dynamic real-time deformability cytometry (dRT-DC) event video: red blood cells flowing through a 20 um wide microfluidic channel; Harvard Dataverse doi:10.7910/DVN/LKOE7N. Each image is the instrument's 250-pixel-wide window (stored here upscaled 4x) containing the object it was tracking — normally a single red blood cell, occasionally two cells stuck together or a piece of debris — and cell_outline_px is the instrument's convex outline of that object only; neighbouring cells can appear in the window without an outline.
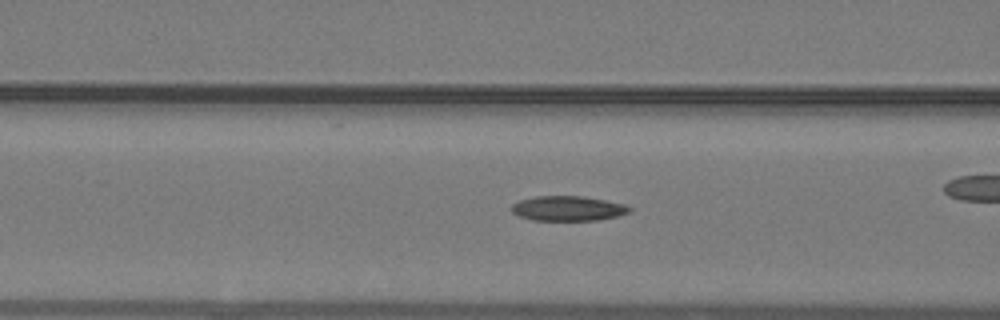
{"species": "common noctule bat (a hibernating species)", "species_latin": "Nyctalus noctula", "temperature_condition": "warm", "stored_images_in_passage": 40, "camera_frame_rate_fps": 3000, "um_per_image_px": 0.085, "animal": {"sex": "male", "body_mass_g": 19.2, "forearm_length_mm": 51.8}, "frame": {"image": 1, "passage_image": 12, "time_ms": 3.667, "image_size_px": [1000, 320], "cell_outline_px": [[632, 212], [600, 220], [532, 220], [520, 216], [512, 212], [512, 204], [520, 200], [536, 196], [584, 196], [624, 204], [632, 208]], "centroid_in_image_um": [48.3, 17.71], "position_along_channel_um": 118.3, "area_um2": 17.05}}
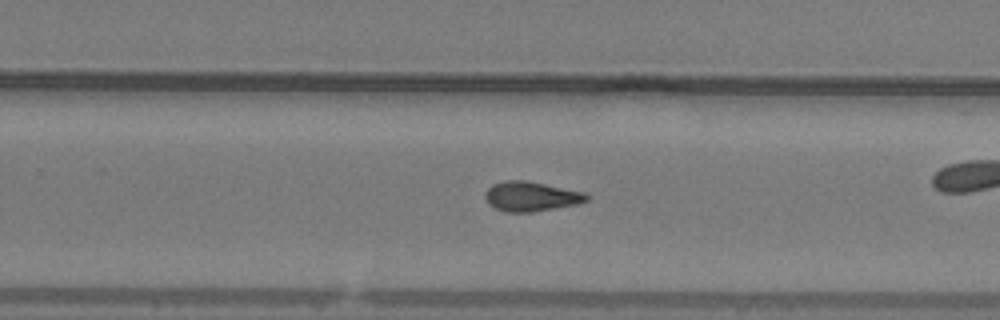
{"frame": {"image": 2, "passage_image": 23, "time_ms": 7.333, "image_size_px": [1000, 320], "cell_outline_px": [[592, 196], [588, 200], [576, 204], [532, 212], [504, 212], [488, 204], [484, 196], [488, 188], [492, 184], [504, 180], [524, 180], [584, 192]], "centroid_in_image_um": [45.12, 16.69], "position_along_channel_um": 284.7, "area_um2": 17.51}}
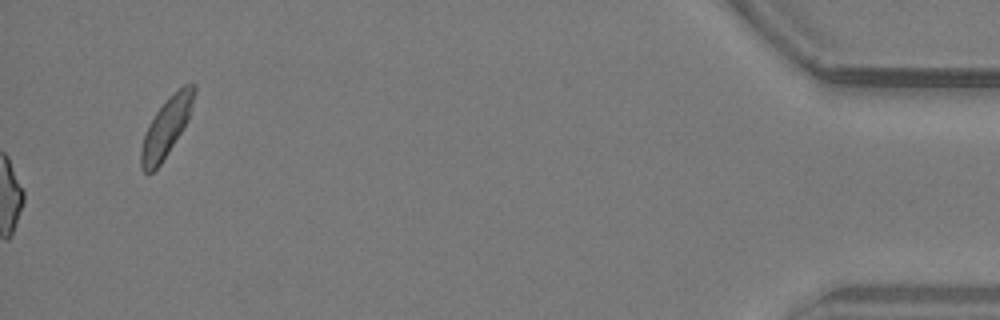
{"frame": {"image": 3, "passage_image": 40, "time_ms": 13.0, "image_size_px": [1000, 320], "cell_outline_px": [[196, 92], [188, 120], [184, 128], [160, 164], [152, 172], [144, 172], [140, 168], [140, 148], [148, 124], [156, 112], [168, 96], [184, 84], [196, 84]], "centroid_in_image_um": [14.13, 10.79], "position_along_channel_um": 421.1, "area_um2": 18.21}}